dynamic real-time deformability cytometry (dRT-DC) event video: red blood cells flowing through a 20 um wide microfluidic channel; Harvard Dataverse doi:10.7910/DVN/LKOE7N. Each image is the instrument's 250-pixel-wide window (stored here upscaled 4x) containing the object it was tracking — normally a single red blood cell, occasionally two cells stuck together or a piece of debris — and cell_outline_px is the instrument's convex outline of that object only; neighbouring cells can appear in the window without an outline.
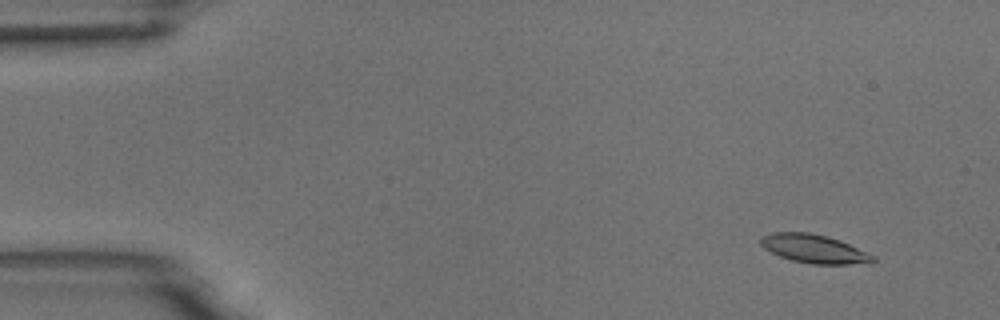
{"species": "common noctule bat (a hibernating species)", "species_latin": "Nyctalus noctula", "temperature_condition": "room temperature", "stored_images_in_passage": 7, "camera_frame_rate_fps": 3000, "um_per_image_px": 0.085, "animal": {"sex": "male", "body_mass_g": 18.8}, "frame": {"image": 1, "passage_image": 2, "time_ms": 0.333, "image_size_px": [1000, 320], "cell_outline_px": [[876, 260], [872, 264], [812, 264], [792, 260], [780, 256], [764, 248], [760, 244], [760, 236], [772, 232], [808, 232], [828, 236], [840, 240], [876, 256]], "centroid_in_image_um": [69.23, 21.15], "position_along_channel_um": 15.8, "area_um2": 18.9}}
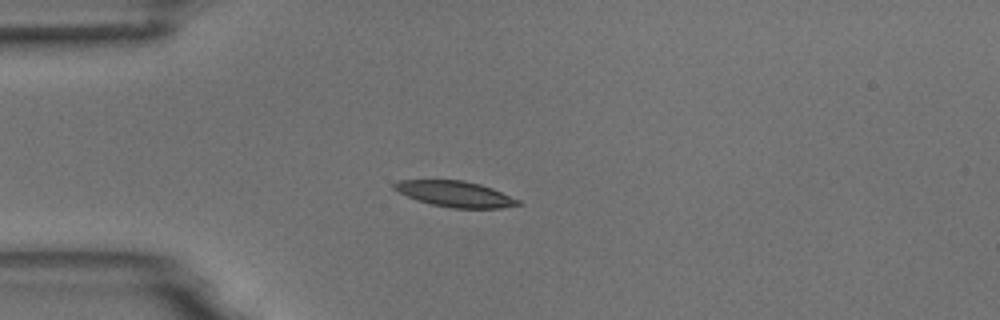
{"frame": {"image": 2, "passage_image": 5, "time_ms": 1.333, "image_size_px": [1000, 320], "cell_outline_px": [[524, 204], [504, 208], [452, 208], [432, 204], [416, 200], [392, 188], [392, 184], [396, 180], [464, 180], [480, 184], [492, 188], [520, 200]], "centroid_in_image_um": [38.71, 16.49], "position_along_channel_um": 46.3, "area_um2": 18.73}}